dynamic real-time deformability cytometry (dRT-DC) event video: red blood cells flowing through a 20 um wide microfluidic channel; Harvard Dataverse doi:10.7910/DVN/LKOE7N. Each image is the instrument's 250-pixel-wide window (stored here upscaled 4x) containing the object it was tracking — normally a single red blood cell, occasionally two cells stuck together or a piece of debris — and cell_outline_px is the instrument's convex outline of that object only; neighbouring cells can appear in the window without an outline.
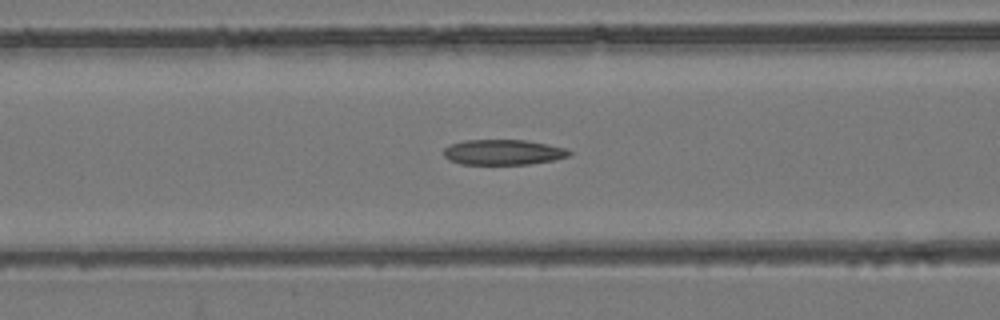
{"species": "common noctule bat (a hibernating species)", "species_latin": "Nyctalus noctula", "temperature_condition": "room temperature", "stored_images_in_passage": 53, "camera_frame_rate_fps": 3000, "um_per_image_px": 0.085, "animal": {"sex": "female", "body_mass_g": 24.6, "forearm_length_mm": 56.2}, "frame": {"image": 1, "passage_image": 22, "time_ms": 7.0, "image_size_px": [1000, 320], "cell_outline_px": [[572, 152], [568, 156], [552, 160], [528, 164], [460, 164], [448, 160], [444, 156], [444, 148], [448, 144], [464, 140], [524, 140], [568, 148]], "centroid_in_image_um": [42.73, 12.93], "position_along_channel_um": 123.9, "area_um2": 18.55}}
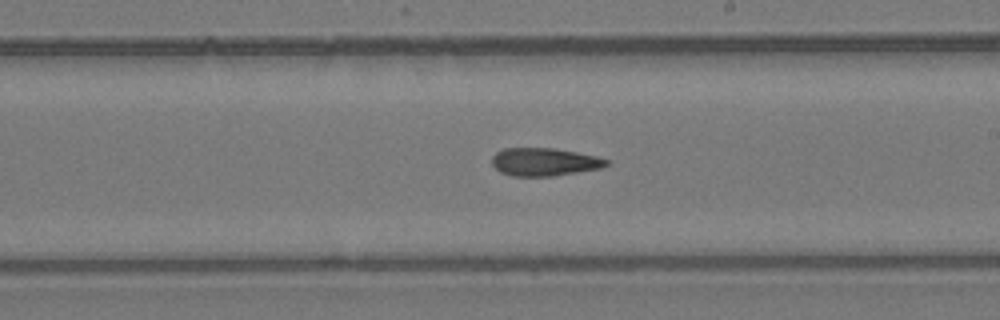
{"frame": {"image": 2, "passage_image": 31, "time_ms": 10.0, "image_size_px": [1000, 320], "cell_outline_px": [[608, 164], [604, 168], [552, 176], [512, 176], [500, 172], [492, 164], [492, 156], [496, 152], [504, 148], [552, 148], [576, 152], [596, 156], [608, 160]], "centroid_in_image_um": [46.27, 13.76], "position_along_channel_um": 242.7, "area_um2": 18.67}}
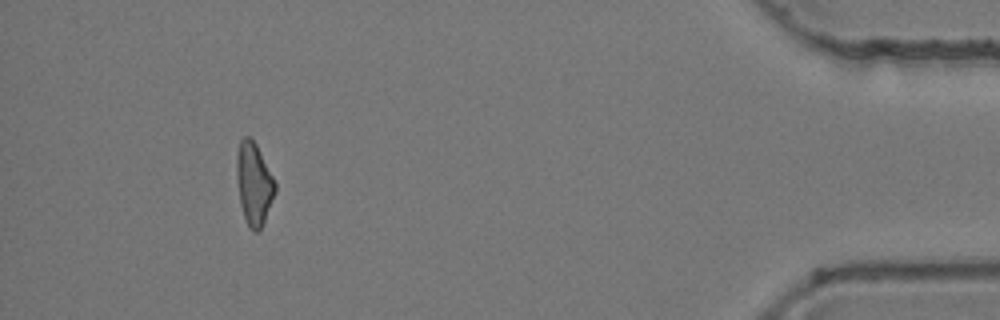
{"frame": {"image": 3, "passage_image": 49, "time_ms": 16.0, "image_size_px": [1000, 320], "cell_outline_px": [[276, 192], [264, 220], [260, 228], [256, 232], [252, 232], [248, 228], [240, 204], [236, 176], [236, 156], [240, 140], [244, 136], [248, 136], [256, 144], [276, 184]], "centroid_in_image_um": [21.56, 15.62], "position_along_channel_um": 413.6, "area_um2": 18.32}, "authors_computed_cell_mechanics": {"area_um2": 19.074, "velocity_mm_per_s": 3.9549, "shape_relaxation_time_tau1_ms": null, "shape_relaxation_time_tau2_ms": 9.2806, "deformation_change_tau1": null, "deformation_change_tau2": 0.2224}}